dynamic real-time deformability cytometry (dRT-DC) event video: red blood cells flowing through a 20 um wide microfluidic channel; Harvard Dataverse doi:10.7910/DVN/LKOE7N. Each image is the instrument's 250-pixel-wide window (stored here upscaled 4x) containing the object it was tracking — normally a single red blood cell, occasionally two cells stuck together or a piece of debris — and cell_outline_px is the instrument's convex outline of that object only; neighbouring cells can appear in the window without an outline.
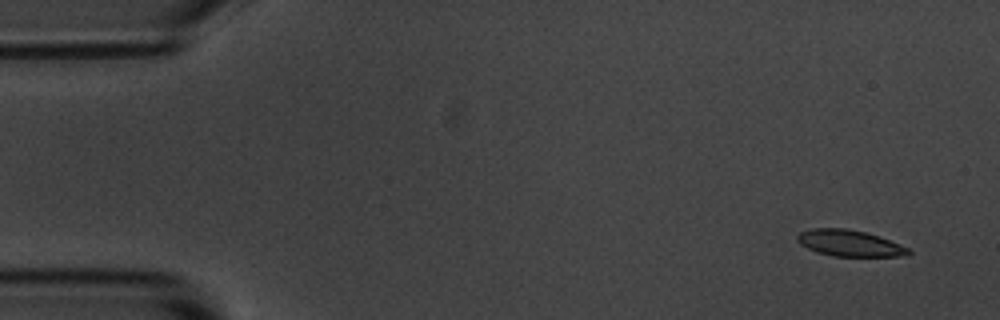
{"species": "common noctule bat (a hibernating species)", "species_latin": "Nyctalus noctula", "temperature_condition": "room temperature", "stored_images_in_passage": 5, "camera_frame_rate_fps": 3000, "um_per_image_px": 0.085, "animal": {"sex": "male", "body_mass_g": 20.1, "forearm_length_mm": 53.5}, "frame": {"image": 1, "passage_image": 1, "time_ms": 0.0, "image_size_px": [1000, 320], "cell_outline_px": [[912, 252], [908, 256], [832, 256], [816, 252], [800, 244], [796, 240], [796, 236], [800, 232], [812, 228], [844, 228], [864, 232], [880, 236], [900, 244], [908, 248]], "centroid_in_image_um": [72.21, 20.67], "position_along_channel_um": 12.8, "area_um2": 17.11}}
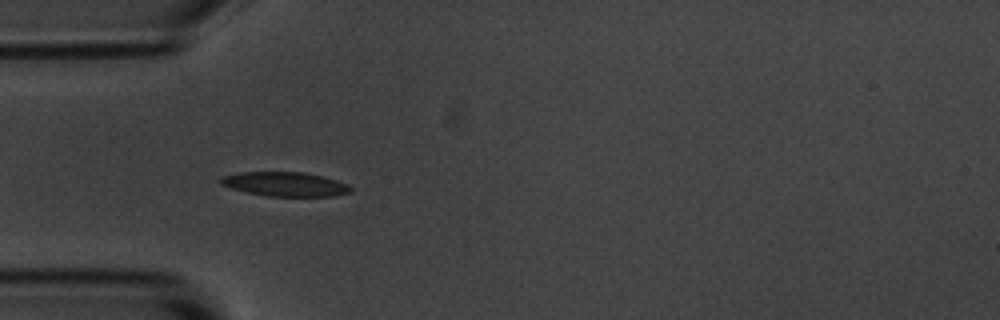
{"frame": {"image": 2, "passage_image": 4, "time_ms": 4.333, "image_size_px": [1000, 320], "cell_outline_px": [[352, 192], [336, 196], [264, 196], [232, 188], [220, 184], [220, 180], [224, 176], [240, 172], [304, 172], [336, 180], [348, 184], [352, 188]], "centroid_in_image_um": [24.27, 15.66], "position_along_channel_um": 60.7, "area_um2": 18.26}}